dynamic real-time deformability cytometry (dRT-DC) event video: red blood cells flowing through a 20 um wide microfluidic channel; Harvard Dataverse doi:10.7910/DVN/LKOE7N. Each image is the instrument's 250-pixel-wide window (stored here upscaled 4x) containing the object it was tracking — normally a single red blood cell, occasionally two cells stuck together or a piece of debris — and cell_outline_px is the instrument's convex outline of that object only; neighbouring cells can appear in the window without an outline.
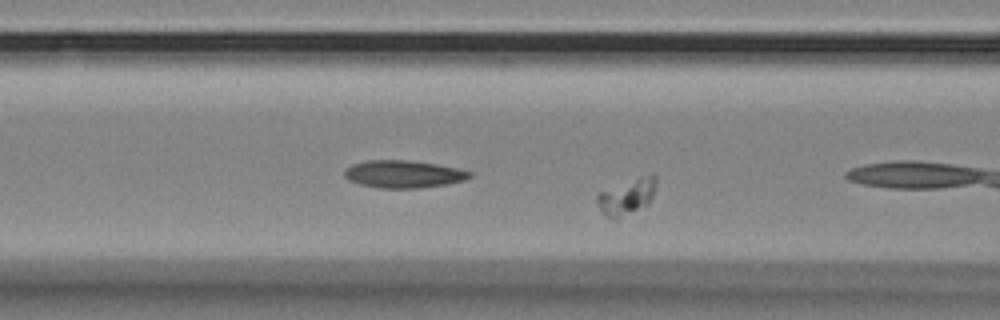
{"species": "Egyptian fruit bat (a non-hibernating species)", "species_latin": "Rousettus aegyptiacus", "temperature_condition": "room temperature", "stored_images_in_passage": 21, "camera_frame_rate_fps": 3000, "um_per_image_px": 0.085, "animal": {"sex": "female"}, "frame": {"image": 1, "passage_image": 15, "time_ms": 4.667, "image_size_px": [1000, 320], "cell_outline_px": [[656, 184], [652, 196], [648, 204], [616, 220], [608, 216], [600, 208], [596, 200], [596, 196], [600, 192], [640, 176], [652, 172], [656, 176]], "centroid_in_image_um": [53.32, 16.69], "position_along_channel_um": 113.3, "area_um2": 12.14}}